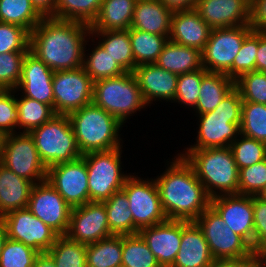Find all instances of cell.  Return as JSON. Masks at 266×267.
Masks as SVG:
<instances>
[{
	"mask_svg": "<svg viewBox=\"0 0 266 267\" xmlns=\"http://www.w3.org/2000/svg\"><path fill=\"white\" fill-rule=\"evenodd\" d=\"M89 37V38H88ZM90 26L54 17L43 18L30 32V51L51 70L65 71L83 67Z\"/></svg>",
	"mask_w": 266,
	"mask_h": 267,
	"instance_id": "obj_1",
	"label": "cell"
},
{
	"mask_svg": "<svg viewBox=\"0 0 266 267\" xmlns=\"http://www.w3.org/2000/svg\"><path fill=\"white\" fill-rule=\"evenodd\" d=\"M175 158L154 179L161 206L169 220L195 221L210 206V197L185 158Z\"/></svg>",
	"mask_w": 266,
	"mask_h": 267,
	"instance_id": "obj_2",
	"label": "cell"
},
{
	"mask_svg": "<svg viewBox=\"0 0 266 267\" xmlns=\"http://www.w3.org/2000/svg\"><path fill=\"white\" fill-rule=\"evenodd\" d=\"M186 151L180 155L192 166L210 198L238 194L239 169L230 147L186 149Z\"/></svg>",
	"mask_w": 266,
	"mask_h": 267,
	"instance_id": "obj_3",
	"label": "cell"
},
{
	"mask_svg": "<svg viewBox=\"0 0 266 267\" xmlns=\"http://www.w3.org/2000/svg\"><path fill=\"white\" fill-rule=\"evenodd\" d=\"M68 118L82 155L123 147L119 132L124 124L93 102L71 112Z\"/></svg>",
	"mask_w": 266,
	"mask_h": 267,
	"instance_id": "obj_4",
	"label": "cell"
},
{
	"mask_svg": "<svg viewBox=\"0 0 266 267\" xmlns=\"http://www.w3.org/2000/svg\"><path fill=\"white\" fill-rule=\"evenodd\" d=\"M242 103L241 94L234 87L213 111L197 114L200 124L196 144L185 149L230 147L241 134Z\"/></svg>",
	"mask_w": 266,
	"mask_h": 267,
	"instance_id": "obj_5",
	"label": "cell"
},
{
	"mask_svg": "<svg viewBox=\"0 0 266 267\" xmlns=\"http://www.w3.org/2000/svg\"><path fill=\"white\" fill-rule=\"evenodd\" d=\"M93 103L122 124L136 111L148 107L133 72L94 81Z\"/></svg>",
	"mask_w": 266,
	"mask_h": 267,
	"instance_id": "obj_6",
	"label": "cell"
},
{
	"mask_svg": "<svg viewBox=\"0 0 266 267\" xmlns=\"http://www.w3.org/2000/svg\"><path fill=\"white\" fill-rule=\"evenodd\" d=\"M36 149L47 168L82 157L68 115L55 114L49 121L32 129Z\"/></svg>",
	"mask_w": 266,
	"mask_h": 267,
	"instance_id": "obj_7",
	"label": "cell"
},
{
	"mask_svg": "<svg viewBox=\"0 0 266 267\" xmlns=\"http://www.w3.org/2000/svg\"><path fill=\"white\" fill-rule=\"evenodd\" d=\"M121 149L89 152L82 156L87 166L89 202H104L122 190L130 173L122 172Z\"/></svg>",
	"mask_w": 266,
	"mask_h": 267,
	"instance_id": "obj_8",
	"label": "cell"
},
{
	"mask_svg": "<svg viewBox=\"0 0 266 267\" xmlns=\"http://www.w3.org/2000/svg\"><path fill=\"white\" fill-rule=\"evenodd\" d=\"M0 162L33 184L46 180L48 168L39 156L34 138L28 132L3 136Z\"/></svg>",
	"mask_w": 266,
	"mask_h": 267,
	"instance_id": "obj_9",
	"label": "cell"
},
{
	"mask_svg": "<svg viewBox=\"0 0 266 267\" xmlns=\"http://www.w3.org/2000/svg\"><path fill=\"white\" fill-rule=\"evenodd\" d=\"M150 180L130 175L122 188L127 195L129 209L132 212L133 234H137L144 227L167 220L155 180L151 178Z\"/></svg>",
	"mask_w": 266,
	"mask_h": 267,
	"instance_id": "obj_10",
	"label": "cell"
},
{
	"mask_svg": "<svg viewBox=\"0 0 266 267\" xmlns=\"http://www.w3.org/2000/svg\"><path fill=\"white\" fill-rule=\"evenodd\" d=\"M195 222L201 228L214 259L254 255L252 246L236 234L211 205Z\"/></svg>",
	"mask_w": 266,
	"mask_h": 267,
	"instance_id": "obj_11",
	"label": "cell"
},
{
	"mask_svg": "<svg viewBox=\"0 0 266 267\" xmlns=\"http://www.w3.org/2000/svg\"><path fill=\"white\" fill-rule=\"evenodd\" d=\"M252 30L250 25L211 29L202 51L203 68L208 72L226 74Z\"/></svg>",
	"mask_w": 266,
	"mask_h": 267,
	"instance_id": "obj_12",
	"label": "cell"
},
{
	"mask_svg": "<svg viewBox=\"0 0 266 267\" xmlns=\"http://www.w3.org/2000/svg\"><path fill=\"white\" fill-rule=\"evenodd\" d=\"M52 86L56 114L68 115L93 102L94 81L83 67L55 71Z\"/></svg>",
	"mask_w": 266,
	"mask_h": 267,
	"instance_id": "obj_13",
	"label": "cell"
},
{
	"mask_svg": "<svg viewBox=\"0 0 266 267\" xmlns=\"http://www.w3.org/2000/svg\"><path fill=\"white\" fill-rule=\"evenodd\" d=\"M2 220L9 239L22 242L39 253L47 252L59 236L28 208L10 211Z\"/></svg>",
	"mask_w": 266,
	"mask_h": 267,
	"instance_id": "obj_14",
	"label": "cell"
},
{
	"mask_svg": "<svg viewBox=\"0 0 266 267\" xmlns=\"http://www.w3.org/2000/svg\"><path fill=\"white\" fill-rule=\"evenodd\" d=\"M46 180L71 208L89 202L88 173L83 157L51 166L47 170Z\"/></svg>",
	"mask_w": 266,
	"mask_h": 267,
	"instance_id": "obj_15",
	"label": "cell"
},
{
	"mask_svg": "<svg viewBox=\"0 0 266 267\" xmlns=\"http://www.w3.org/2000/svg\"><path fill=\"white\" fill-rule=\"evenodd\" d=\"M27 208L59 236L66 235L72 208L47 180L34 184Z\"/></svg>",
	"mask_w": 266,
	"mask_h": 267,
	"instance_id": "obj_16",
	"label": "cell"
},
{
	"mask_svg": "<svg viewBox=\"0 0 266 267\" xmlns=\"http://www.w3.org/2000/svg\"><path fill=\"white\" fill-rule=\"evenodd\" d=\"M66 236L86 245L112 236L104 203L90 201L72 208Z\"/></svg>",
	"mask_w": 266,
	"mask_h": 267,
	"instance_id": "obj_17",
	"label": "cell"
},
{
	"mask_svg": "<svg viewBox=\"0 0 266 267\" xmlns=\"http://www.w3.org/2000/svg\"><path fill=\"white\" fill-rule=\"evenodd\" d=\"M210 205L236 234L252 246L254 251L253 196L219 195L210 198Z\"/></svg>",
	"mask_w": 266,
	"mask_h": 267,
	"instance_id": "obj_18",
	"label": "cell"
},
{
	"mask_svg": "<svg viewBox=\"0 0 266 267\" xmlns=\"http://www.w3.org/2000/svg\"><path fill=\"white\" fill-rule=\"evenodd\" d=\"M53 75L54 71L29 50L23 60L16 91H22L24 97L50 105L54 110Z\"/></svg>",
	"mask_w": 266,
	"mask_h": 267,
	"instance_id": "obj_19",
	"label": "cell"
},
{
	"mask_svg": "<svg viewBox=\"0 0 266 267\" xmlns=\"http://www.w3.org/2000/svg\"><path fill=\"white\" fill-rule=\"evenodd\" d=\"M183 230L182 220H169L144 227L139 234L161 267H171L177 257Z\"/></svg>",
	"mask_w": 266,
	"mask_h": 267,
	"instance_id": "obj_20",
	"label": "cell"
},
{
	"mask_svg": "<svg viewBox=\"0 0 266 267\" xmlns=\"http://www.w3.org/2000/svg\"><path fill=\"white\" fill-rule=\"evenodd\" d=\"M251 0H198L195 10L211 29L250 25Z\"/></svg>",
	"mask_w": 266,
	"mask_h": 267,
	"instance_id": "obj_21",
	"label": "cell"
},
{
	"mask_svg": "<svg viewBox=\"0 0 266 267\" xmlns=\"http://www.w3.org/2000/svg\"><path fill=\"white\" fill-rule=\"evenodd\" d=\"M133 73L148 106L153 100L174 101L179 75L164 70L155 63L136 66Z\"/></svg>",
	"mask_w": 266,
	"mask_h": 267,
	"instance_id": "obj_22",
	"label": "cell"
},
{
	"mask_svg": "<svg viewBox=\"0 0 266 267\" xmlns=\"http://www.w3.org/2000/svg\"><path fill=\"white\" fill-rule=\"evenodd\" d=\"M211 28L195 9L174 11L169 41L197 48L201 52L208 41Z\"/></svg>",
	"mask_w": 266,
	"mask_h": 267,
	"instance_id": "obj_23",
	"label": "cell"
},
{
	"mask_svg": "<svg viewBox=\"0 0 266 267\" xmlns=\"http://www.w3.org/2000/svg\"><path fill=\"white\" fill-rule=\"evenodd\" d=\"M214 260L198 224L183 221L180 247L171 267H211Z\"/></svg>",
	"mask_w": 266,
	"mask_h": 267,
	"instance_id": "obj_24",
	"label": "cell"
},
{
	"mask_svg": "<svg viewBox=\"0 0 266 267\" xmlns=\"http://www.w3.org/2000/svg\"><path fill=\"white\" fill-rule=\"evenodd\" d=\"M172 14L159 0H137L131 28L169 37Z\"/></svg>",
	"mask_w": 266,
	"mask_h": 267,
	"instance_id": "obj_25",
	"label": "cell"
},
{
	"mask_svg": "<svg viewBox=\"0 0 266 267\" xmlns=\"http://www.w3.org/2000/svg\"><path fill=\"white\" fill-rule=\"evenodd\" d=\"M33 186L0 162V218L10 211L27 208Z\"/></svg>",
	"mask_w": 266,
	"mask_h": 267,
	"instance_id": "obj_26",
	"label": "cell"
},
{
	"mask_svg": "<svg viewBox=\"0 0 266 267\" xmlns=\"http://www.w3.org/2000/svg\"><path fill=\"white\" fill-rule=\"evenodd\" d=\"M137 0H103L91 32L127 30L131 28Z\"/></svg>",
	"mask_w": 266,
	"mask_h": 267,
	"instance_id": "obj_27",
	"label": "cell"
},
{
	"mask_svg": "<svg viewBox=\"0 0 266 267\" xmlns=\"http://www.w3.org/2000/svg\"><path fill=\"white\" fill-rule=\"evenodd\" d=\"M155 64L177 75L194 72L203 68L202 52L168 40Z\"/></svg>",
	"mask_w": 266,
	"mask_h": 267,
	"instance_id": "obj_28",
	"label": "cell"
},
{
	"mask_svg": "<svg viewBox=\"0 0 266 267\" xmlns=\"http://www.w3.org/2000/svg\"><path fill=\"white\" fill-rule=\"evenodd\" d=\"M234 87L235 81L226 74L206 71L202 75L200 95L194 108L196 113L213 111Z\"/></svg>",
	"mask_w": 266,
	"mask_h": 267,
	"instance_id": "obj_29",
	"label": "cell"
},
{
	"mask_svg": "<svg viewBox=\"0 0 266 267\" xmlns=\"http://www.w3.org/2000/svg\"><path fill=\"white\" fill-rule=\"evenodd\" d=\"M92 36L100 39L98 43L125 72L135 70L137 65L132 54L129 29L91 32Z\"/></svg>",
	"mask_w": 266,
	"mask_h": 267,
	"instance_id": "obj_30",
	"label": "cell"
},
{
	"mask_svg": "<svg viewBox=\"0 0 266 267\" xmlns=\"http://www.w3.org/2000/svg\"><path fill=\"white\" fill-rule=\"evenodd\" d=\"M87 267H121L122 235H112L86 248Z\"/></svg>",
	"mask_w": 266,
	"mask_h": 267,
	"instance_id": "obj_31",
	"label": "cell"
},
{
	"mask_svg": "<svg viewBox=\"0 0 266 267\" xmlns=\"http://www.w3.org/2000/svg\"><path fill=\"white\" fill-rule=\"evenodd\" d=\"M132 54L137 66L155 63L161 54L168 36L155 35L137 29H129Z\"/></svg>",
	"mask_w": 266,
	"mask_h": 267,
	"instance_id": "obj_32",
	"label": "cell"
},
{
	"mask_svg": "<svg viewBox=\"0 0 266 267\" xmlns=\"http://www.w3.org/2000/svg\"><path fill=\"white\" fill-rule=\"evenodd\" d=\"M109 228L112 235L133 234V217L129 200L123 190L115 192L104 201Z\"/></svg>",
	"mask_w": 266,
	"mask_h": 267,
	"instance_id": "obj_33",
	"label": "cell"
},
{
	"mask_svg": "<svg viewBox=\"0 0 266 267\" xmlns=\"http://www.w3.org/2000/svg\"><path fill=\"white\" fill-rule=\"evenodd\" d=\"M17 101V127L22 132H30L49 121L56 113L50 105L21 95Z\"/></svg>",
	"mask_w": 266,
	"mask_h": 267,
	"instance_id": "obj_34",
	"label": "cell"
},
{
	"mask_svg": "<svg viewBox=\"0 0 266 267\" xmlns=\"http://www.w3.org/2000/svg\"><path fill=\"white\" fill-rule=\"evenodd\" d=\"M42 19L30 0H0L1 23L19 25L30 33Z\"/></svg>",
	"mask_w": 266,
	"mask_h": 267,
	"instance_id": "obj_35",
	"label": "cell"
},
{
	"mask_svg": "<svg viewBox=\"0 0 266 267\" xmlns=\"http://www.w3.org/2000/svg\"><path fill=\"white\" fill-rule=\"evenodd\" d=\"M121 267H161L139 233L122 235Z\"/></svg>",
	"mask_w": 266,
	"mask_h": 267,
	"instance_id": "obj_36",
	"label": "cell"
},
{
	"mask_svg": "<svg viewBox=\"0 0 266 267\" xmlns=\"http://www.w3.org/2000/svg\"><path fill=\"white\" fill-rule=\"evenodd\" d=\"M86 248V244L60 235L47 253L53 258L56 267H87Z\"/></svg>",
	"mask_w": 266,
	"mask_h": 267,
	"instance_id": "obj_37",
	"label": "cell"
},
{
	"mask_svg": "<svg viewBox=\"0 0 266 267\" xmlns=\"http://www.w3.org/2000/svg\"><path fill=\"white\" fill-rule=\"evenodd\" d=\"M103 0H56V18L81 22L91 26Z\"/></svg>",
	"mask_w": 266,
	"mask_h": 267,
	"instance_id": "obj_38",
	"label": "cell"
},
{
	"mask_svg": "<svg viewBox=\"0 0 266 267\" xmlns=\"http://www.w3.org/2000/svg\"><path fill=\"white\" fill-rule=\"evenodd\" d=\"M94 48L88 55L84 50L83 58V68L93 81L118 77L125 73L99 43Z\"/></svg>",
	"mask_w": 266,
	"mask_h": 267,
	"instance_id": "obj_39",
	"label": "cell"
},
{
	"mask_svg": "<svg viewBox=\"0 0 266 267\" xmlns=\"http://www.w3.org/2000/svg\"><path fill=\"white\" fill-rule=\"evenodd\" d=\"M241 134L266 143V105L243 101Z\"/></svg>",
	"mask_w": 266,
	"mask_h": 267,
	"instance_id": "obj_40",
	"label": "cell"
},
{
	"mask_svg": "<svg viewBox=\"0 0 266 267\" xmlns=\"http://www.w3.org/2000/svg\"><path fill=\"white\" fill-rule=\"evenodd\" d=\"M238 169L251 166L266 159V143L239 135L230 145Z\"/></svg>",
	"mask_w": 266,
	"mask_h": 267,
	"instance_id": "obj_41",
	"label": "cell"
},
{
	"mask_svg": "<svg viewBox=\"0 0 266 267\" xmlns=\"http://www.w3.org/2000/svg\"><path fill=\"white\" fill-rule=\"evenodd\" d=\"M258 49V31L252 30L244 39L233 66L226 75L237 80L242 74L256 71V56Z\"/></svg>",
	"mask_w": 266,
	"mask_h": 267,
	"instance_id": "obj_42",
	"label": "cell"
},
{
	"mask_svg": "<svg viewBox=\"0 0 266 267\" xmlns=\"http://www.w3.org/2000/svg\"><path fill=\"white\" fill-rule=\"evenodd\" d=\"M39 252L7 237L0 253V267H33Z\"/></svg>",
	"mask_w": 266,
	"mask_h": 267,
	"instance_id": "obj_43",
	"label": "cell"
},
{
	"mask_svg": "<svg viewBox=\"0 0 266 267\" xmlns=\"http://www.w3.org/2000/svg\"><path fill=\"white\" fill-rule=\"evenodd\" d=\"M243 101L266 105V73L252 71L242 74L235 80Z\"/></svg>",
	"mask_w": 266,
	"mask_h": 267,
	"instance_id": "obj_44",
	"label": "cell"
},
{
	"mask_svg": "<svg viewBox=\"0 0 266 267\" xmlns=\"http://www.w3.org/2000/svg\"><path fill=\"white\" fill-rule=\"evenodd\" d=\"M206 72L201 68L194 72L180 74L177 80L175 99L173 102H178L180 105L196 107L199 97L200 85L202 82V75Z\"/></svg>",
	"mask_w": 266,
	"mask_h": 267,
	"instance_id": "obj_45",
	"label": "cell"
},
{
	"mask_svg": "<svg viewBox=\"0 0 266 267\" xmlns=\"http://www.w3.org/2000/svg\"><path fill=\"white\" fill-rule=\"evenodd\" d=\"M238 194L259 196L266 186V159L239 169Z\"/></svg>",
	"mask_w": 266,
	"mask_h": 267,
	"instance_id": "obj_46",
	"label": "cell"
},
{
	"mask_svg": "<svg viewBox=\"0 0 266 267\" xmlns=\"http://www.w3.org/2000/svg\"><path fill=\"white\" fill-rule=\"evenodd\" d=\"M27 52L0 54V89L16 90L21 78L22 64Z\"/></svg>",
	"mask_w": 266,
	"mask_h": 267,
	"instance_id": "obj_47",
	"label": "cell"
},
{
	"mask_svg": "<svg viewBox=\"0 0 266 267\" xmlns=\"http://www.w3.org/2000/svg\"><path fill=\"white\" fill-rule=\"evenodd\" d=\"M30 33L16 24L0 22V54L7 52H28Z\"/></svg>",
	"mask_w": 266,
	"mask_h": 267,
	"instance_id": "obj_48",
	"label": "cell"
},
{
	"mask_svg": "<svg viewBox=\"0 0 266 267\" xmlns=\"http://www.w3.org/2000/svg\"><path fill=\"white\" fill-rule=\"evenodd\" d=\"M16 90L0 89V134L2 136L17 133Z\"/></svg>",
	"mask_w": 266,
	"mask_h": 267,
	"instance_id": "obj_49",
	"label": "cell"
},
{
	"mask_svg": "<svg viewBox=\"0 0 266 267\" xmlns=\"http://www.w3.org/2000/svg\"><path fill=\"white\" fill-rule=\"evenodd\" d=\"M254 251L266 249V200L253 196Z\"/></svg>",
	"mask_w": 266,
	"mask_h": 267,
	"instance_id": "obj_50",
	"label": "cell"
},
{
	"mask_svg": "<svg viewBox=\"0 0 266 267\" xmlns=\"http://www.w3.org/2000/svg\"><path fill=\"white\" fill-rule=\"evenodd\" d=\"M250 26L254 31L266 32V0H251Z\"/></svg>",
	"mask_w": 266,
	"mask_h": 267,
	"instance_id": "obj_51",
	"label": "cell"
},
{
	"mask_svg": "<svg viewBox=\"0 0 266 267\" xmlns=\"http://www.w3.org/2000/svg\"><path fill=\"white\" fill-rule=\"evenodd\" d=\"M211 267H255L254 255L215 259Z\"/></svg>",
	"mask_w": 266,
	"mask_h": 267,
	"instance_id": "obj_52",
	"label": "cell"
},
{
	"mask_svg": "<svg viewBox=\"0 0 266 267\" xmlns=\"http://www.w3.org/2000/svg\"><path fill=\"white\" fill-rule=\"evenodd\" d=\"M33 8L42 18H56V0H30Z\"/></svg>",
	"mask_w": 266,
	"mask_h": 267,
	"instance_id": "obj_53",
	"label": "cell"
},
{
	"mask_svg": "<svg viewBox=\"0 0 266 267\" xmlns=\"http://www.w3.org/2000/svg\"><path fill=\"white\" fill-rule=\"evenodd\" d=\"M256 71L266 73V32L258 31Z\"/></svg>",
	"mask_w": 266,
	"mask_h": 267,
	"instance_id": "obj_54",
	"label": "cell"
},
{
	"mask_svg": "<svg viewBox=\"0 0 266 267\" xmlns=\"http://www.w3.org/2000/svg\"><path fill=\"white\" fill-rule=\"evenodd\" d=\"M172 12L195 9L198 0H159Z\"/></svg>",
	"mask_w": 266,
	"mask_h": 267,
	"instance_id": "obj_55",
	"label": "cell"
},
{
	"mask_svg": "<svg viewBox=\"0 0 266 267\" xmlns=\"http://www.w3.org/2000/svg\"><path fill=\"white\" fill-rule=\"evenodd\" d=\"M33 267H56L53 258L47 253H39Z\"/></svg>",
	"mask_w": 266,
	"mask_h": 267,
	"instance_id": "obj_56",
	"label": "cell"
},
{
	"mask_svg": "<svg viewBox=\"0 0 266 267\" xmlns=\"http://www.w3.org/2000/svg\"><path fill=\"white\" fill-rule=\"evenodd\" d=\"M255 267H266V249L254 251Z\"/></svg>",
	"mask_w": 266,
	"mask_h": 267,
	"instance_id": "obj_57",
	"label": "cell"
},
{
	"mask_svg": "<svg viewBox=\"0 0 266 267\" xmlns=\"http://www.w3.org/2000/svg\"><path fill=\"white\" fill-rule=\"evenodd\" d=\"M7 239V232L2 218H0V253Z\"/></svg>",
	"mask_w": 266,
	"mask_h": 267,
	"instance_id": "obj_58",
	"label": "cell"
},
{
	"mask_svg": "<svg viewBox=\"0 0 266 267\" xmlns=\"http://www.w3.org/2000/svg\"><path fill=\"white\" fill-rule=\"evenodd\" d=\"M261 198L265 199L266 200V186L265 188L262 190V192L260 193L259 195Z\"/></svg>",
	"mask_w": 266,
	"mask_h": 267,
	"instance_id": "obj_59",
	"label": "cell"
},
{
	"mask_svg": "<svg viewBox=\"0 0 266 267\" xmlns=\"http://www.w3.org/2000/svg\"><path fill=\"white\" fill-rule=\"evenodd\" d=\"M2 138H3V136L0 134V152H1Z\"/></svg>",
	"mask_w": 266,
	"mask_h": 267,
	"instance_id": "obj_60",
	"label": "cell"
}]
</instances>
